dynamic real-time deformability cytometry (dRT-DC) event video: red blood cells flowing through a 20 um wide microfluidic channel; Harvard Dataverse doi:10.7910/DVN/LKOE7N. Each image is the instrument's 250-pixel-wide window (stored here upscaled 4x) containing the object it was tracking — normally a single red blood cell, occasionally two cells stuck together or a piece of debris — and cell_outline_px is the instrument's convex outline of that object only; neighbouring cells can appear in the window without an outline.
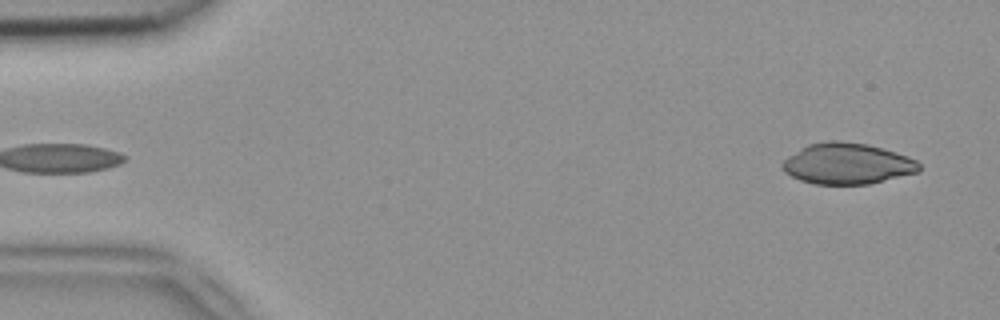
{"species": "common noctule bat (a hibernating species)", "species_latin": "Nyctalus noctula", "temperature_condition": "room temperature", "stored_images_in_passage": 49, "camera_frame_rate_fps": 3000, "um_per_image_px": 0.085, "animal": {"sex": "female", "body_mass_g": 18.4}, "frame": {"image": 1, "passage_image": 1, "time_ms": 0.0, "image_size_px": [1000, 320], "cell_outline_px": [[920, 172], [868, 184], [812, 184], [800, 180], [784, 172], [780, 168], [780, 164], [788, 156], [800, 148], [808, 144], [828, 140], [836, 140], [868, 144], [896, 152], [908, 156], [916, 160], [920, 164]], "centroid_in_image_um": [72.0, 13.91], "position_along_channel_um": 13.0, "area_um2": 32.95}}